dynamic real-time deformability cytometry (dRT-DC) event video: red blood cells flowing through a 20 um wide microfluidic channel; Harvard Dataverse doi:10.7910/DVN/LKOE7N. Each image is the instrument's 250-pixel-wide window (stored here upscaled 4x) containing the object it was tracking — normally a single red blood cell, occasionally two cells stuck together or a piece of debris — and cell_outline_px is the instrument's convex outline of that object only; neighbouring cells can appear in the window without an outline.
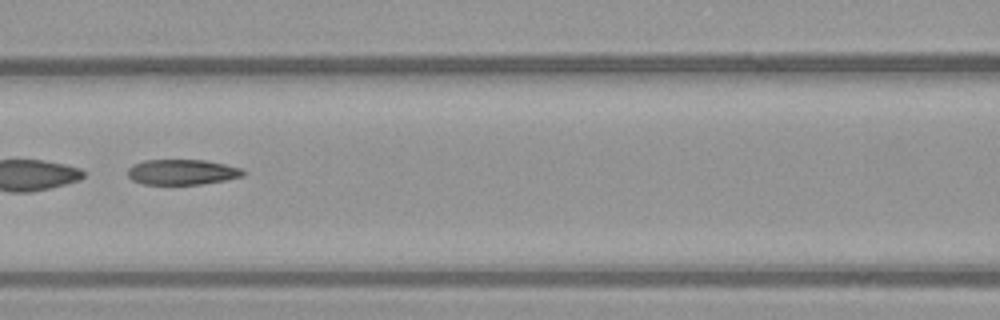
{"species": "common noctule bat (a hibernating species)", "species_latin": "Nyctalus noctula", "temperature_condition": "warm", "stored_images_in_passage": 52, "segment_of_instrument_passage": [2, 2], "camera_frame_rate_fps": 3000, "um_per_image_px": 0.085, "animal": {"sex": "female", "body_mass_g": 21.9}, "frame": {"image": 1, "passage_image": 24, "time_ms": 7.667, "image_size_px": [1000, 320], "cell_outline_px": [[248, 172], [244, 176], [224, 180], [200, 184], [144, 184], [132, 180], [128, 176], [128, 168], [132, 164], [144, 160], [204, 160], [224, 164], [240, 168]], "centroid_in_image_um": [15.48, 14.62], "position_along_channel_um": 151.1, "area_um2": 17.05}}